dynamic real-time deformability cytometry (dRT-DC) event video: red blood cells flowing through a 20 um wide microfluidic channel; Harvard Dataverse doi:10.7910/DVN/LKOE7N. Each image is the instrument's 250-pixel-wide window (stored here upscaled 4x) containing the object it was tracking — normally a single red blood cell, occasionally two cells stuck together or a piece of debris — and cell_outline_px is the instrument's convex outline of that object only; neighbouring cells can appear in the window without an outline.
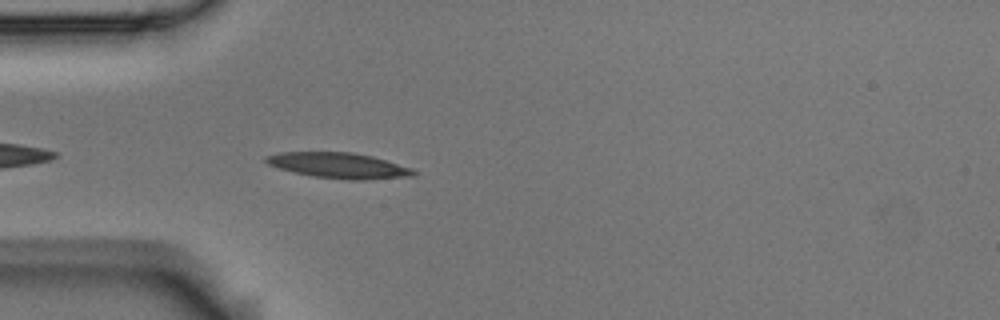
{"species": "Egyptian fruit bat (a non-hibernating species)", "species_latin": "Rousettus aegyptiacus", "temperature_condition": "room temperature", "stored_images_in_passage": 14, "camera_frame_rate_fps": 3000, "um_per_image_px": 0.085, "animal": {"sex": "male"}, "frame": {"image": 1, "passage_image": 3, "time_ms": 0.667, "image_size_px": [1000, 320], "cell_outline_px": [[416, 176], [364, 180], [348, 180], [312, 176], [280, 168], [268, 164], [264, 160], [264, 156], [280, 152], [352, 152], [372, 156], [412, 168], [416, 172]], "centroid_in_image_um": [28.82, 14.07], "position_along_channel_um": 56.2, "area_um2": 21.96}}
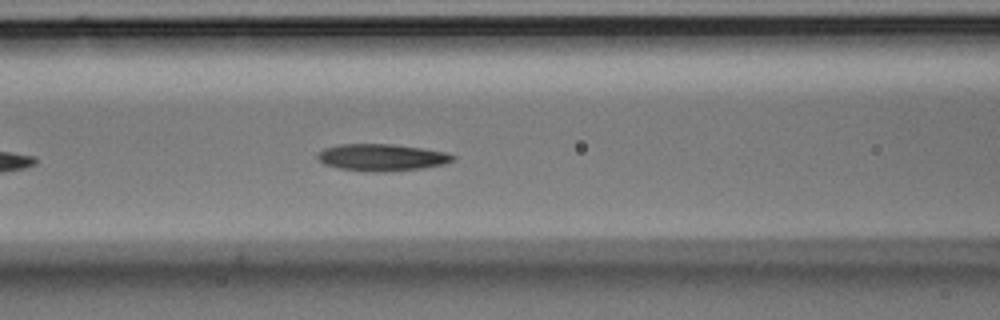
{"frame": {"image": 2, "passage_image": 10, "time_ms": 3.0, "image_size_px": [1000, 320], "cell_outline_px": [[456, 160], [444, 164], [420, 168], [384, 172], [376, 172], [340, 168], [324, 164], [316, 156], [324, 148], [340, 144], [392, 144], [424, 148], [444, 152], [456, 156]], "centroid_in_image_um": [32.48, 13.37], "position_along_channel_um": 134.1, "area_um2": 21.1}}
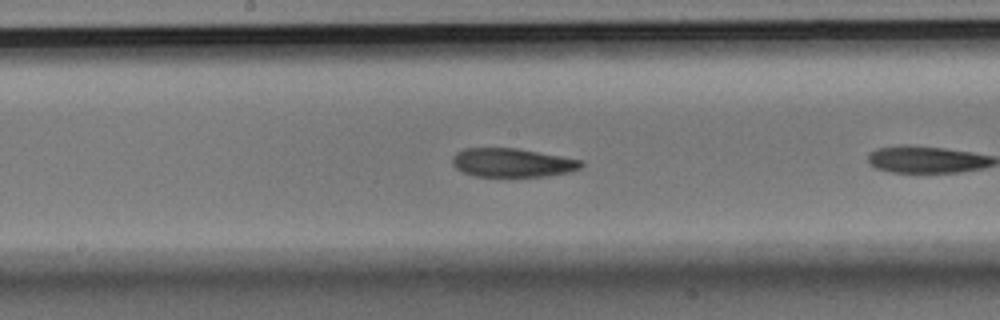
{"frame": {"image": 3, "passage_image": 13, "time_ms": 4.0, "image_size_px": [1000, 320], "cell_outline_px": [[584, 164], [580, 168], [568, 172], [548, 176], [472, 176], [456, 168], [452, 164], [452, 156], [456, 152], [464, 148], [516, 148], [584, 160]], "centroid_in_image_um": [43.54, 13.82], "position_along_channel_um": 204.7, "area_um2": 21.62}}